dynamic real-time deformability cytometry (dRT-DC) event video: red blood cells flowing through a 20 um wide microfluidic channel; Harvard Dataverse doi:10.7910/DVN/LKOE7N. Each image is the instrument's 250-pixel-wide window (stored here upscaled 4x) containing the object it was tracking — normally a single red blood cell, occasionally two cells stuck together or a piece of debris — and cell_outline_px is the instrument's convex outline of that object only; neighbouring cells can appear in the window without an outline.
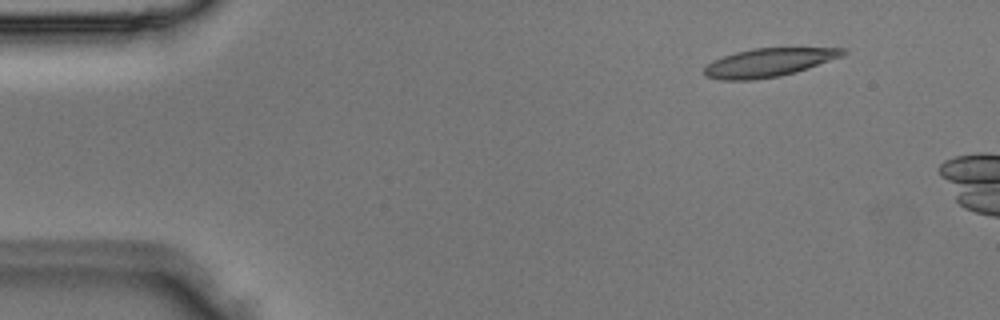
{"species": "Egyptian fruit bat (a non-hibernating species)", "species_latin": "Rousettus aegyptiacus", "temperature_condition": "room temperature", "stored_images_in_passage": 4, "camera_frame_rate_fps": 3000, "um_per_image_px": 0.085, "animal": {"sex": "male"}, "frame": {"image": 1, "passage_image": 2, "time_ms": 0.333, "image_size_px": [1000, 320], "cell_outline_px": [[848, 52], [844, 56], [796, 72], [780, 76], [752, 80], [720, 80], [704, 76], [704, 68], [712, 60], [736, 52], [752, 48], [848, 48]], "centroid_in_image_um": [65.36, 5.31], "position_along_channel_um": 19.6, "area_um2": 23.12}}